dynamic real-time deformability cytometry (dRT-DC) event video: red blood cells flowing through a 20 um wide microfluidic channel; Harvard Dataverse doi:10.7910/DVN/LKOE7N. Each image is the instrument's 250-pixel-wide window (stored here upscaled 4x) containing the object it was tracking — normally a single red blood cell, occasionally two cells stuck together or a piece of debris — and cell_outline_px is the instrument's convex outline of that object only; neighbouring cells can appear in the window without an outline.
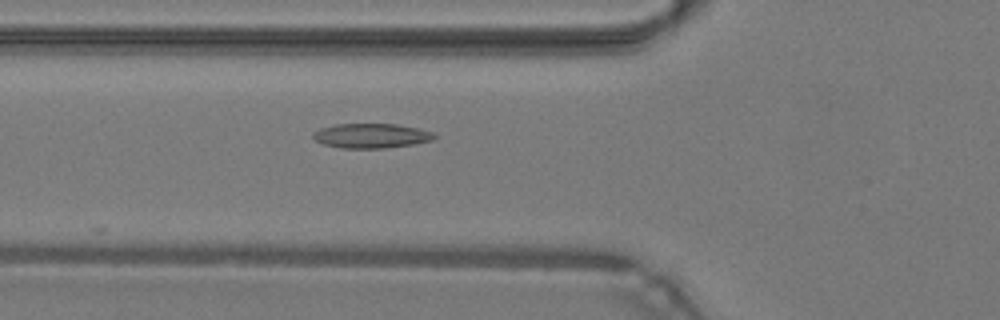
{"species": "common noctule bat (a hibernating species)", "species_latin": "Nyctalus noctula", "temperature_condition": "warm", "stored_images_in_passage": 13, "camera_frame_rate_fps": 3000, "um_per_image_px": 0.085, "animal": {"sex": "male", "body_mass_g": 19.2, "forearm_length_mm": 51.8}, "frame": {"image": 1, "passage_image": 5, "time_ms": 1.333, "image_size_px": [1000, 320], "cell_outline_px": [[436, 136], [432, 140], [412, 144], [384, 148], [340, 148], [324, 144], [316, 140], [312, 136], [312, 132], [320, 128], [336, 124], [396, 124], [416, 128], [432, 132]], "centroid_in_image_um": [31.51, 11.54], "position_along_channel_um": 94.3, "area_um2": 17.22}}
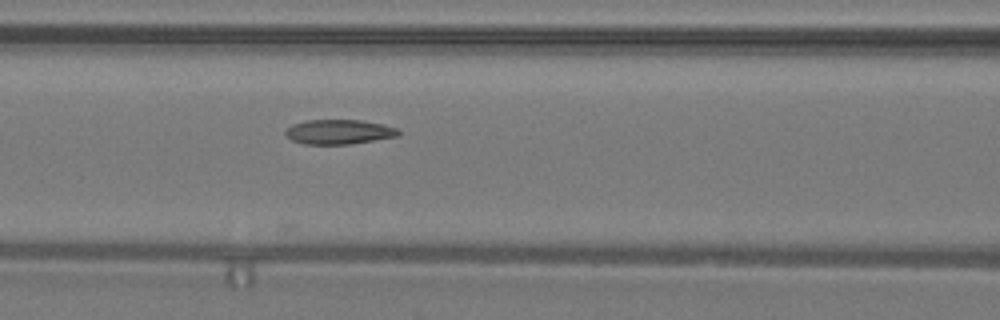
{"frame": {"image": 2, "passage_image": 8, "time_ms": 2.333, "image_size_px": [1000, 320], "cell_outline_px": [[400, 132], [396, 136], [348, 144], [304, 144], [292, 140], [284, 132], [292, 124], [304, 120], [364, 120], [396, 128]], "centroid_in_image_um": [28.76, 11.2], "position_along_channel_um": 137.8, "area_um2": 15.95}}
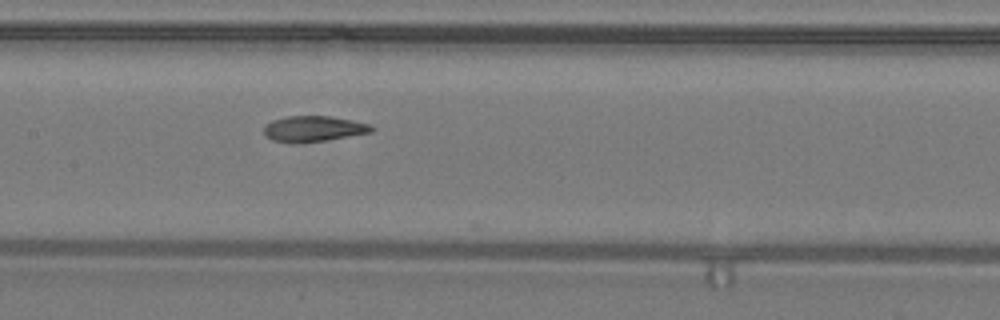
{"frame": {"image": 3, "passage_image": 11, "time_ms": 3.333, "image_size_px": [1000, 320], "cell_outline_px": [[376, 128], [372, 132], [324, 140], [272, 140], [264, 136], [264, 128], [272, 120], [284, 116], [332, 116], [372, 124]], "centroid_in_image_um": [26.72, 10.89], "position_along_channel_um": 180.7, "area_um2": 15.55}}